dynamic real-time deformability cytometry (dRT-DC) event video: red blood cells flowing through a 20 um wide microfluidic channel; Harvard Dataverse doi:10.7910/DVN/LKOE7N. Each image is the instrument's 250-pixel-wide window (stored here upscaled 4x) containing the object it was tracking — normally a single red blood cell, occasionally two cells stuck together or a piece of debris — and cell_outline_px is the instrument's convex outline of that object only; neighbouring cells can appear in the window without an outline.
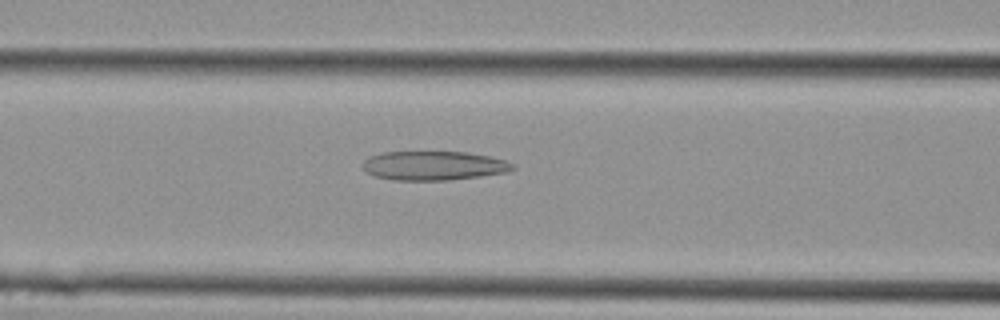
{"species": "Egyptian fruit bat (a non-hibernating species)", "species_latin": "Rousettus aegyptiacus", "temperature_condition": "cold", "stored_images_in_passage": 28, "camera_frame_rate_fps": 3000, "um_per_image_px": 0.085, "animal": {"sex": "female"}, "frame": {"image": 1, "passage_image": 12, "time_ms": 3.667, "image_size_px": [1000, 320], "cell_outline_px": [[516, 168], [508, 172], [480, 176], [448, 180], [392, 180], [376, 176], [368, 172], [364, 168], [364, 160], [368, 156], [380, 152], [468, 152], [488, 156], [504, 160], [512, 164]], "centroid_in_image_um": [36.86, 14.08], "position_along_channel_um": 129.7, "area_um2": 25.32}}
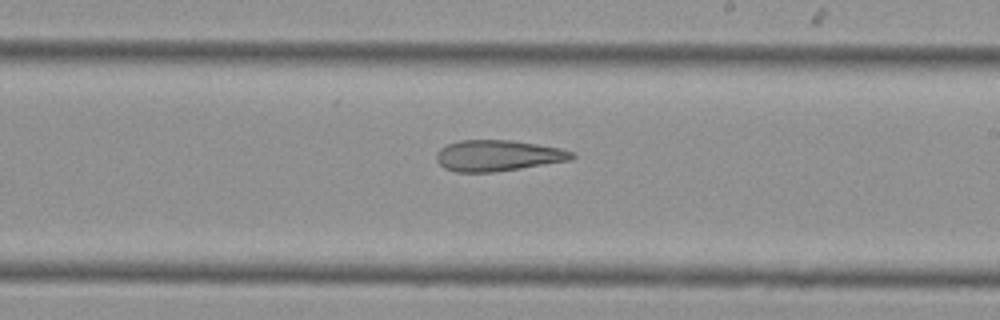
{"frame": {"image": 2, "passage_image": 17, "time_ms": 5.333, "image_size_px": [1000, 320], "cell_outline_px": [[576, 156], [572, 160], [496, 172], [456, 172], [444, 168], [436, 160], [436, 152], [440, 148], [448, 144], [460, 140], [512, 140], [560, 148], [572, 152]], "centroid_in_image_um": [42.31, 13.23], "position_along_channel_um": 246.7, "area_um2": 24.57}}
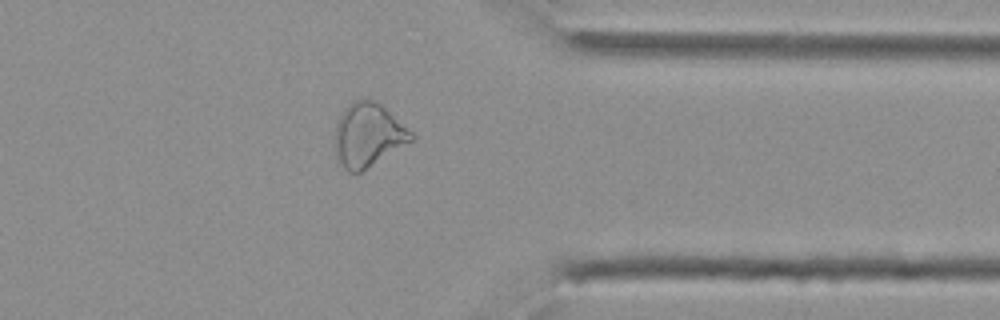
{"frame": {"image": 3, "passage_image": 23, "time_ms": 7.333, "image_size_px": [1000, 320], "cell_outline_px": [[416, 140], [360, 172], [348, 172], [336, 160], [336, 124], [344, 108], [352, 100], [372, 100], [380, 104], [412, 132], [416, 136]], "centroid_in_image_um": [31.31, 11.5], "position_along_channel_um": 380.1, "area_um2": 28.21}}